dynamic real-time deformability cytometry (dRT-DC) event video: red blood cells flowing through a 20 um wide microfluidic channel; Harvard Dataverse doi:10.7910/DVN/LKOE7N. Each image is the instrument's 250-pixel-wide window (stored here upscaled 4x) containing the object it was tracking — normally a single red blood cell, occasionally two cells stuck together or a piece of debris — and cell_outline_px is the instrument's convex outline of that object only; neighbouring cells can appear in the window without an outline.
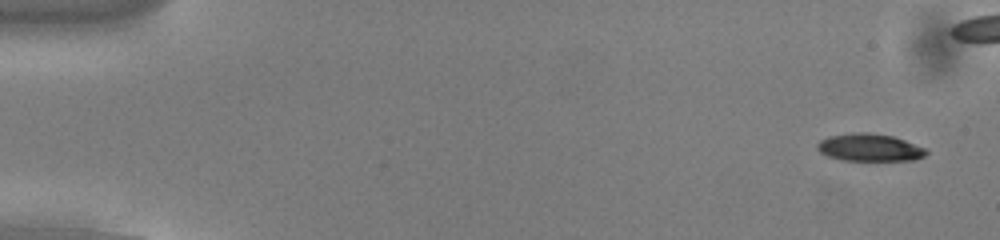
{"species": "common noctule bat (a hibernating species)", "species_latin": "Nyctalus noctula", "temperature_condition": "cold", "stored_images_in_passage": 48, "camera_frame_rate_fps": 3000, "um_per_image_px": 0.085, "animal": {"sex": "male", "body_mass_g": 13.0, "forearm_length_mm": 53.1}, "frame": {"image": 1, "passage_image": 3, "time_ms": 0.667, "image_size_px": [1000, 240], "cell_outline_px": [[928, 152], [924, 156], [916, 160], [840, 160], [828, 156], [820, 152], [816, 148], [816, 144], [820, 140], [828, 136], [852, 132], [868, 132], [892, 136], [904, 140], [924, 148]], "centroid_in_image_um": [73.87, 12.53], "position_along_channel_um": 11.1, "area_um2": 17.46}}
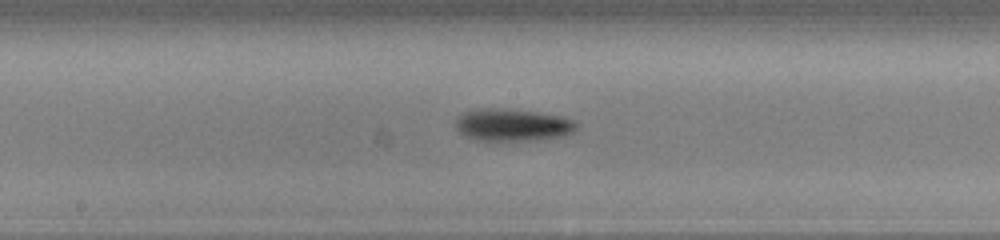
{"frame": {"image": 2, "passage_image": 29, "time_ms": 9.333, "image_size_px": [1000, 240], "cell_outline_px": [[576, 128], [572, 132], [564, 136], [528, 140], [476, 140], [460, 132], [456, 128], [456, 116], [472, 108], [504, 108], [536, 112], [560, 116], [572, 120], [576, 124]], "centroid_in_image_um": [43.5, 10.6], "position_along_channel_um": 204.7, "area_um2": 22.6}}
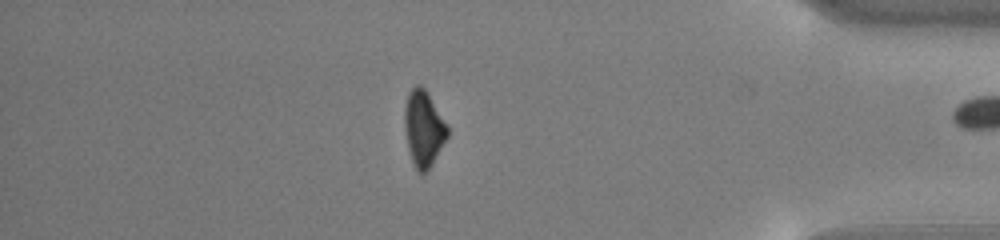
{"frame": {"image": 3, "passage_image": 47, "time_ms": 15.333, "image_size_px": [1000, 240], "cell_outline_px": [[448, 136], [428, 172], [416, 172], [408, 148], [404, 128], [404, 112], [408, 92], [416, 84], [420, 84], [428, 92], [448, 128]], "centroid_in_image_um": [35.99, 10.93], "position_along_channel_um": 399.2, "area_um2": 18.96}}